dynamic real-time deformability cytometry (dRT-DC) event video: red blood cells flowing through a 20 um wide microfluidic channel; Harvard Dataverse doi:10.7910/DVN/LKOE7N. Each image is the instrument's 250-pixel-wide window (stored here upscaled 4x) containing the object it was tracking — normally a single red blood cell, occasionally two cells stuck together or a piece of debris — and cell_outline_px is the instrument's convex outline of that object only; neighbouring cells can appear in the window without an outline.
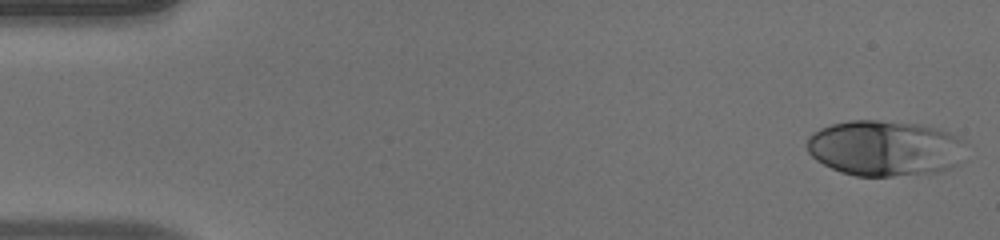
{"species": "human", "species_latin": "Homo sapiens", "temperature_condition": "warm", "stored_images_in_passage": 51, "camera_frame_rate_fps": 3000, "um_per_image_px": 0.085, "donor": {"sex": "male"}, "frame": {"image": 1, "passage_image": 1, "time_ms": 0.0, "image_size_px": [1000, 240], "cell_outline_px": [[960, 140], [956, 164], [940, 172], [892, 176], [856, 176], [840, 172], [816, 160], [808, 152], [804, 144], [808, 136], [812, 132], [820, 128], [832, 124], [848, 120], [876, 120], [920, 124], [936, 128], [948, 132], [956, 136]], "centroid_in_image_um": [75.07, 12.59], "position_along_channel_um": 9.9, "area_um2": 51.04}}
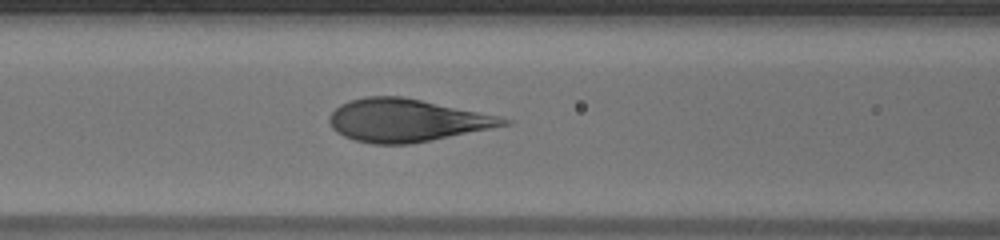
{"frame": {"image": 2, "passage_image": 21, "time_ms": 6.667, "image_size_px": [1000, 240], "cell_outline_px": [[512, 124], [412, 144], [372, 144], [356, 140], [344, 136], [336, 132], [332, 128], [328, 120], [328, 116], [340, 104], [348, 100], [364, 96], [404, 96], [500, 116], [512, 120]], "centroid_in_image_um": [34.55, 10.22], "position_along_channel_um": 132.0, "area_um2": 43.64}}
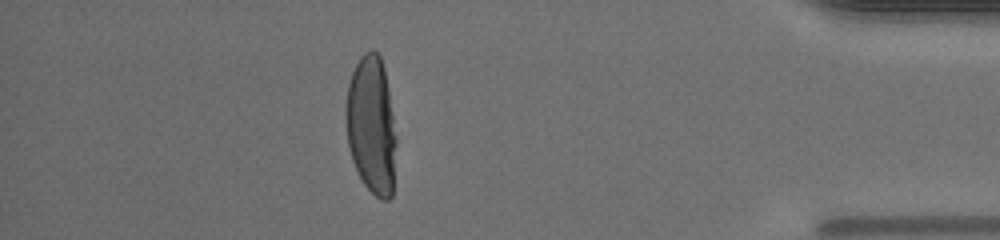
{"frame": {"image": 3, "passage_image": 45, "time_ms": 14.667, "image_size_px": [1000, 240], "cell_outline_px": [[396, 144], [392, 196], [388, 200], [380, 200], [364, 184], [352, 160], [348, 148], [344, 120], [344, 108], [348, 84], [352, 72], [360, 56], [364, 52], [372, 48], [380, 56], [384, 68], [388, 88], [396, 136]], "centroid_in_image_um": [31.54, 10.63], "position_along_channel_um": 403.7, "area_um2": 40.92}}